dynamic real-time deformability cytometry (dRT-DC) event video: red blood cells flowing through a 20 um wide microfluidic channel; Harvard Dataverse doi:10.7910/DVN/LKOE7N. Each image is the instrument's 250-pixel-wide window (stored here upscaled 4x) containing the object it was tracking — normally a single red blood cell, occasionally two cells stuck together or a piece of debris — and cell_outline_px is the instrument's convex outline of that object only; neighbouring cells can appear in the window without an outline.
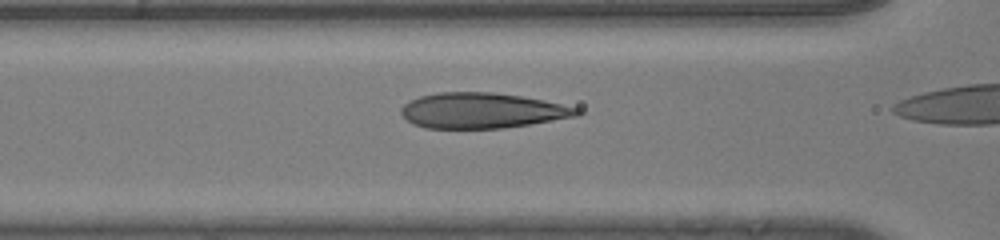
{"species": "human", "species_latin": "Homo sapiens", "temperature_condition": "room temperature", "stored_images_in_passage": 6, "camera_frame_rate_fps": 3000, "um_per_image_px": 0.085, "donor": {"sex": "male"}, "frame": {"image": 1, "passage_image": 5, "time_ms": 1.333, "image_size_px": [1000, 240], "cell_outline_px": [[584, 112], [580, 116], [504, 128], [424, 128], [412, 124], [400, 112], [400, 108], [404, 104], [420, 96], [440, 92], [492, 92], [520, 96], [544, 100], [580, 108]], "centroid_in_image_um": [41.01, 9.4], "position_along_channel_um": 125.6, "area_um2": 36.41}}